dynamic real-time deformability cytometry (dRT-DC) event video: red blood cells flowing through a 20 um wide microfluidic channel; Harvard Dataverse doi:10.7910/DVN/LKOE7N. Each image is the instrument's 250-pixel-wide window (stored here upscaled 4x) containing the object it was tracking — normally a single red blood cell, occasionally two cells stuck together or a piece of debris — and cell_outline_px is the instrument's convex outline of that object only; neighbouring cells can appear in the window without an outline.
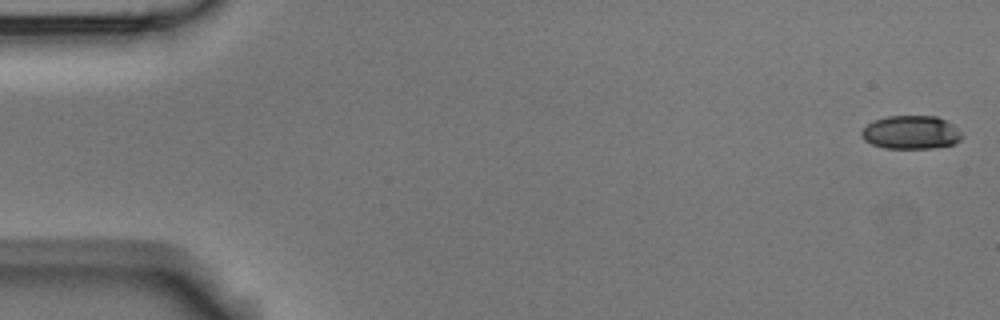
{"species": "Egyptian fruit bat (a non-hibernating species)", "species_latin": "Rousettus aegyptiacus", "temperature_condition": "room temperature", "stored_images_in_passage": 4, "segment_of_instrument_passage": [2, 2], "camera_frame_rate_fps": 3000, "um_per_image_px": 0.085, "animal": {"sex": "male"}, "frame": {"image": 1, "passage_image": 4, "time_ms": 1.0, "image_size_px": [1000, 320], "cell_outline_px": [[964, 136], [956, 144], [936, 148], [884, 148], [872, 144], [864, 140], [860, 132], [868, 124], [876, 120], [888, 116], [936, 116], [952, 124]], "centroid_in_image_um": [77.46, 11.26], "position_along_channel_um": 7.5, "area_um2": 19.54}}